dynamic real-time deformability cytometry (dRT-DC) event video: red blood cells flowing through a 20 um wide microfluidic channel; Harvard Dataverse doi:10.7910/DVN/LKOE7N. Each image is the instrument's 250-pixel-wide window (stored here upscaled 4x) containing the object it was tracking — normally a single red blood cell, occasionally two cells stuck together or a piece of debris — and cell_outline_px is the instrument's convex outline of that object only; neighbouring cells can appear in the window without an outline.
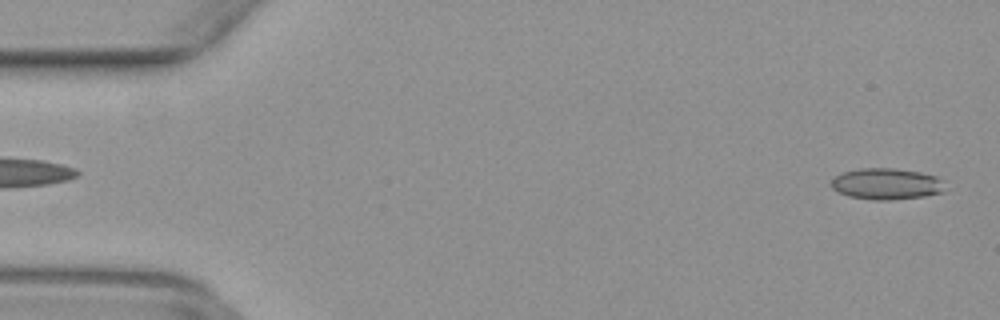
{"species": "common noctule bat (a hibernating species)", "species_latin": "Nyctalus noctula", "temperature_condition": "warm", "stored_images_in_passage": 48, "camera_frame_rate_fps": 3000, "um_per_image_px": 0.085, "animal": {"sex": "female", "body_mass_g": 29.2, "forearm_length_mm": 56.3}, "frame": {"image": 1, "passage_image": 1, "time_ms": 0.0, "image_size_px": [1000, 320], "cell_outline_px": [[944, 192], [924, 196], [892, 200], [872, 200], [848, 196], [832, 188], [832, 176], [840, 172], [860, 168], [892, 168], [920, 172], [936, 176], [944, 180]], "centroid_in_image_um": [75.34, 15.62], "position_along_channel_um": 9.7, "area_um2": 20.98}}
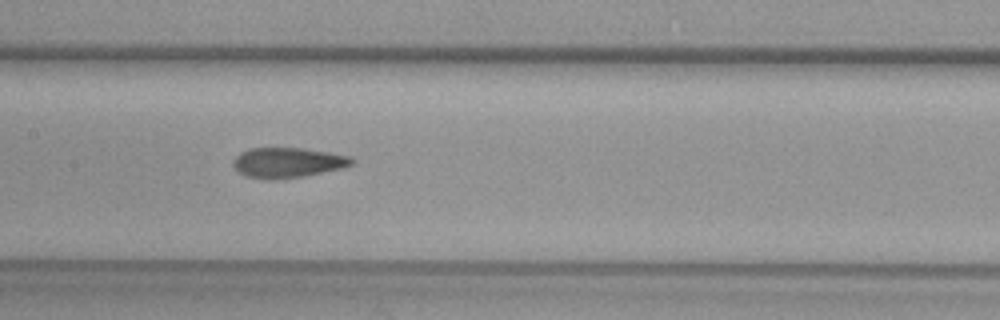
{"frame": {"image": 2, "passage_image": 23, "time_ms": 7.333, "image_size_px": [1000, 320], "cell_outline_px": [[356, 160], [352, 164], [344, 168], [304, 176], [276, 180], [272, 180], [244, 176], [232, 164], [232, 160], [240, 152], [248, 148], [304, 148], [352, 156]], "centroid_in_image_um": [24.47, 13.82], "position_along_channel_um": 182.9, "area_um2": 21.1}}
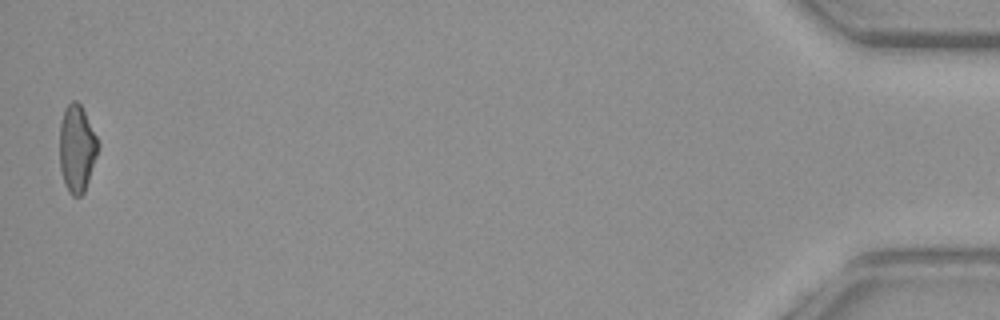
{"frame": {"image": 3, "passage_image": 48, "time_ms": 15.667, "image_size_px": [1000, 320], "cell_outline_px": [[96, 156], [84, 192], [80, 196], [72, 196], [68, 192], [64, 184], [60, 168], [60, 120], [64, 108], [72, 100], [76, 100], [80, 104], [96, 136]], "centroid_in_image_um": [6.49, 12.62], "position_along_channel_um": 428.7, "area_um2": 19.13}}